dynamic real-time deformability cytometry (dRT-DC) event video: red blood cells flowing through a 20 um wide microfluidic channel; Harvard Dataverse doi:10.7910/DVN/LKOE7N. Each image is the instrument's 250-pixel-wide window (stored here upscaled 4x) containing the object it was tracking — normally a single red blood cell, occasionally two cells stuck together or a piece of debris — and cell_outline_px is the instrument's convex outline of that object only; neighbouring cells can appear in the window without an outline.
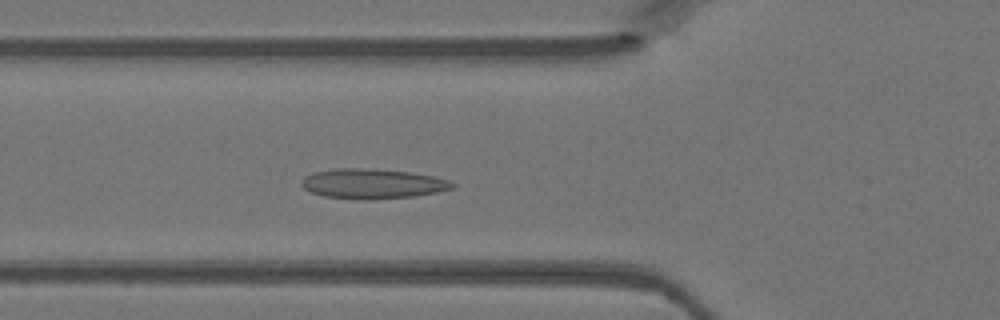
{"species": "Egyptian fruit bat (a non-hibernating species)", "species_latin": "Rousettus aegyptiacus", "temperature_condition": "warm", "stored_images_in_passage": 43, "camera_frame_rate_fps": 3000, "um_per_image_px": 0.085, "animal": {"sex": "female"}, "frame": {"image": 1, "passage_image": 13, "time_ms": 4.0, "image_size_px": [1000, 320], "cell_outline_px": [[456, 184], [452, 188], [436, 192], [416, 196], [372, 200], [364, 200], [324, 196], [312, 192], [304, 188], [300, 184], [300, 180], [304, 176], [312, 172], [336, 168], [368, 168], [408, 172], [432, 176], [448, 180]], "centroid_in_image_um": [31.62, 15.62], "position_along_channel_um": 94.2, "area_um2": 26.36}}
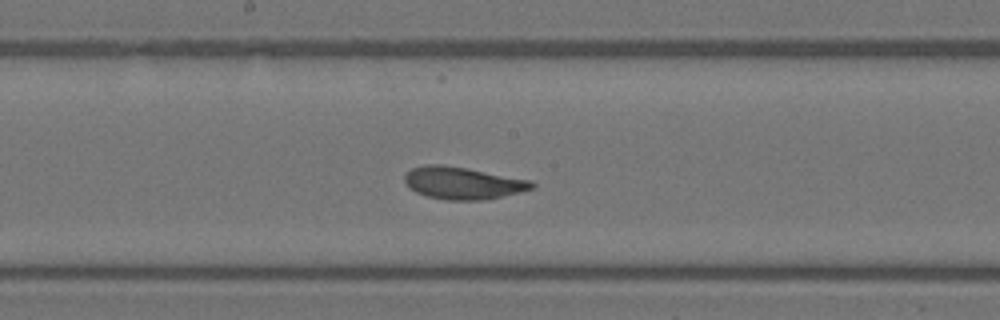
{"frame": {"image": 2, "passage_image": 21, "time_ms": 6.667, "image_size_px": [1000, 320], "cell_outline_px": [[536, 188], [520, 192], [484, 200], [444, 200], [428, 196], [416, 192], [404, 180], [404, 176], [412, 168], [424, 164], [440, 164], [468, 168], [532, 180], [536, 184]], "centroid_in_image_um": [39.39, 15.55], "position_along_channel_um": 208.8, "area_um2": 23.99}}
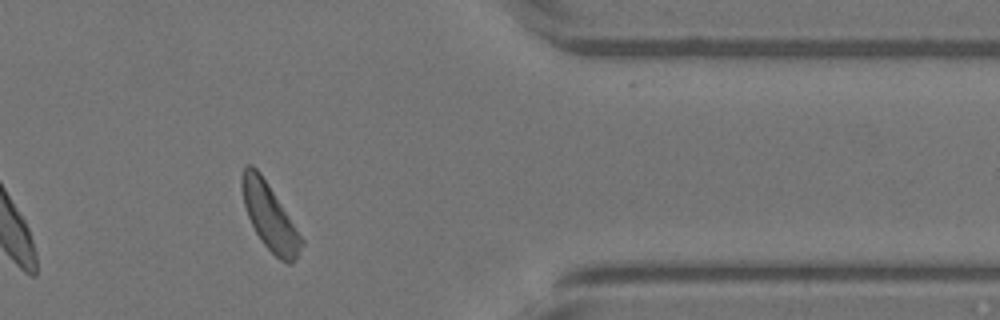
{"frame": {"image": 3, "passage_image": 35, "time_ms": 11.333, "image_size_px": [1000, 320], "cell_outline_px": [[304, 244], [292, 264], [288, 264], [280, 260], [260, 240], [248, 216], [244, 204], [240, 184], [240, 180], [244, 168], [248, 164], [252, 164], [260, 172], [304, 240]], "centroid_in_image_um": [22.91, 18.42], "position_along_channel_um": 388.5, "area_um2": 22.6}}